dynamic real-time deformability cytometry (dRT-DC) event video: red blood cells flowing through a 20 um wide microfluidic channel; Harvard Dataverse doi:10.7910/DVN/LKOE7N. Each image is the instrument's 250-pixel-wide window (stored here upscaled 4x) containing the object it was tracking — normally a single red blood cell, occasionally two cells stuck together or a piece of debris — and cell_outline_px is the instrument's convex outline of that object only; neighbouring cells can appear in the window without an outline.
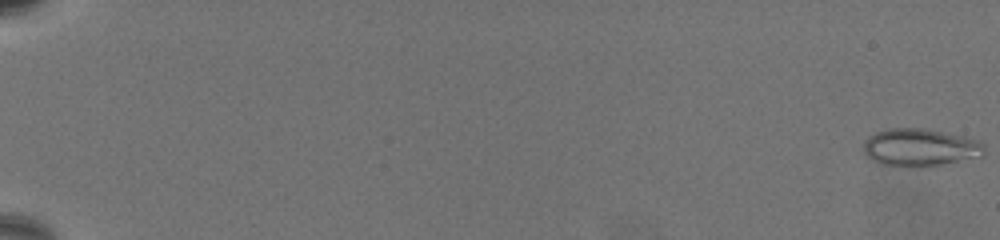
{"species": "common noctule bat (a hibernating species)", "species_latin": "Nyctalus noctula", "temperature_condition": "warm", "stored_images_in_passage": 69, "camera_frame_rate_fps": 3000, "um_per_image_px": 0.085, "animal": {"sex": "female", "body_mass_g": 19.5, "forearm_length_mm": 54.1}, "frame": {"image": 1, "passage_image": 1, "time_ms": 0.0, "image_size_px": [1000, 240], "cell_outline_px": [[984, 152], [980, 156], [920, 168], [880, 164], [872, 160], [864, 152], [864, 140], [868, 136], [876, 132], [888, 128], [924, 128], [964, 136], [980, 140], [984, 144]], "centroid_in_image_um": [78.18, 12.53], "position_along_channel_um": 6.8, "area_um2": 26.53}}
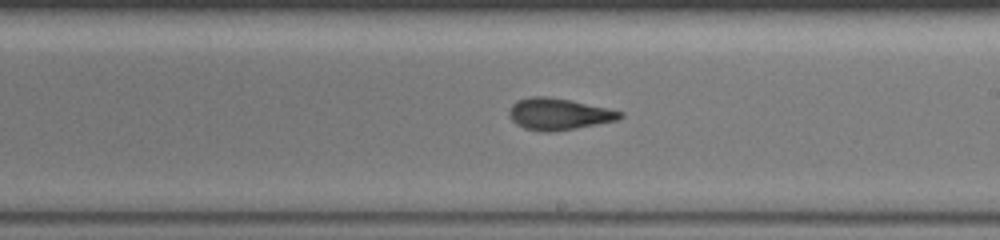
{"frame": {"image": 2, "passage_image": 44, "time_ms": 14.333, "image_size_px": [1000, 240], "cell_outline_px": [[624, 116], [616, 120], [596, 124], [552, 132], [544, 132], [524, 128], [516, 124], [512, 120], [508, 112], [512, 104], [516, 100], [532, 96], [548, 96], [568, 100], [624, 112]], "centroid_in_image_um": [47.44, 9.69], "position_along_channel_um": 241.6, "area_um2": 20.17}}
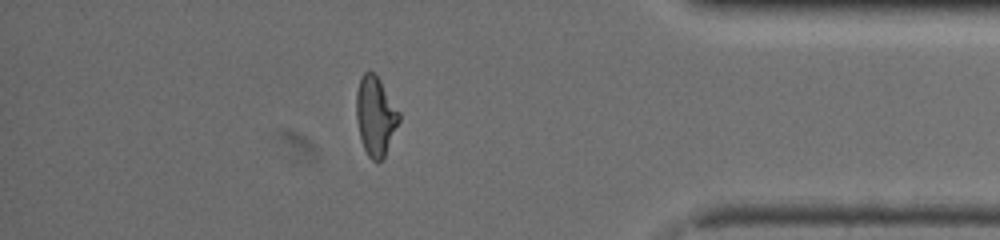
{"frame": {"image": 3, "passage_image": 61, "time_ms": 20.0, "image_size_px": [1000, 240], "cell_outline_px": [[400, 120], [384, 156], [380, 160], [372, 160], [368, 156], [360, 140], [356, 120], [356, 92], [360, 80], [364, 72], [372, 72], [380, 80], [400, 112]], "centroid_in_image_um": [31.9, 9.86], "position_along_channel_um": 403.3, "area_um2": 19.54}, "authors_computed_cell_mechanics": {"area_um2": 20.519, "velocity_mm_per_s": 3.272, "shape_relaxation_time_tau1_ms": null, "shape_relaxation_time_tau2_ms": 1.1121, "deformation_change_tau1": null, "deformation_change_tau2": 0.0822}}